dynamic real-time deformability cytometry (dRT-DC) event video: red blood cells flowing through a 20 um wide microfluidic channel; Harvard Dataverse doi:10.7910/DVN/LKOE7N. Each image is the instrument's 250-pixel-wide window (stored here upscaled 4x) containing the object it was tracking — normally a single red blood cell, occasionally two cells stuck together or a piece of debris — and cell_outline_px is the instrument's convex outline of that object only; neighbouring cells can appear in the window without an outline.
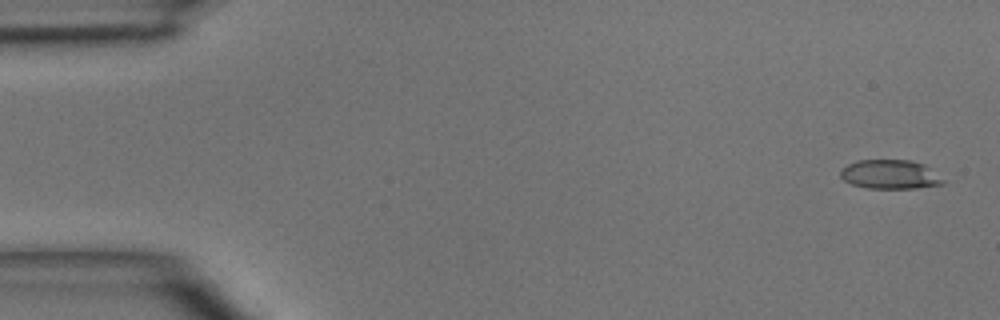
{"species": "common noctule bat (a hibernating species)", "species_latin": "Nyctalus noctula", "temperature_condition": "room temperature", "stored_images_in_passage": 4, "camera_frame_rate_fps": 3000, "um_per_image_px": 0.085, "animal": {"sex": "male", "body_mass_g": 15.6}, "frame": {"image": 1, "passage_image": 1, "time_ms": 0.0, "image_size_px": [1000, 320], "cell_outline_px": [[944, 184], [916, 188], [868, 188], [852, 184], [844, 180], [840, 176], [840, 172], [848, 164], [856, 160], [912, 160], [924, 164], [944, 180]], "centroid_in_image_um": [75.65, 14.82], "position_along_channel_um": 9.3, "area_um2": 17.28}}
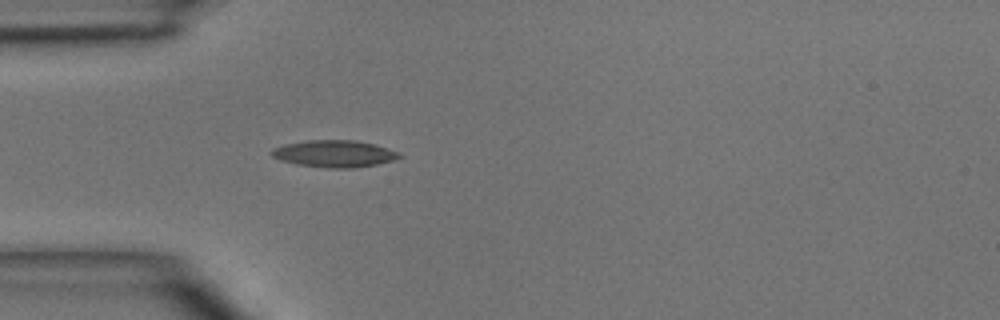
{"frame": {"image": 2, "passage_image": 4, "time_ms": 4.0, "image_size_px": [1000, 320], "cell_outline_px": [[404, 156], [392, 160], [376, 164], [352, 168], [328, 168], [300, 164], [280, 160], [272, 156], [268, 152], [272, 148], [284, 144], [308, 140], [356, 140], [376, 144], [400, 152]], "centroid_in_image_um": [28.42, 13.05], "position_along_channel_um": 56.6, "area_um2": 20.11}}